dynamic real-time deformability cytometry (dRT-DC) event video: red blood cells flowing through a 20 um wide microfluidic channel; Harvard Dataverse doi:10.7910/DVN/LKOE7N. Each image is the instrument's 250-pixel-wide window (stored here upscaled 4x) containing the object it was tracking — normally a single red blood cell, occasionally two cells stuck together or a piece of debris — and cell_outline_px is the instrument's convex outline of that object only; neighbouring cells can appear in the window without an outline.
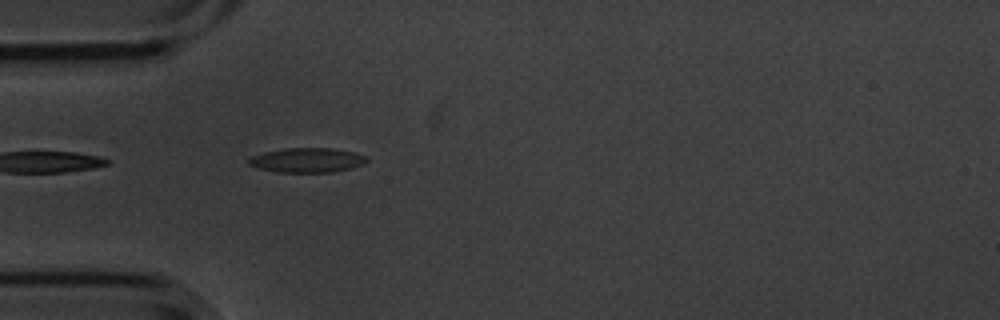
{"species": "common noctule bat (a hibernating species)", "species_latin": "Nyctalus noctula", "temperature_condition": "cold", "stored_images_in_passage": 5, "camera_frame_rate_fps": 3000, "um_per_image_px": 0.085, "animal": {"sex": "male", "body_mass_g": 20.1, "forearm_length_mm": 53.5}, "frame": {"image": 1, "passage_image": 1, "time_ms": 0.0, "image_size_px": [1000, 320], "cell_outline_px": [[368, 160], [364, 164], [352, 168], [332, 172], [280, 172], [260, 168], [248, 164], [248, 160], [252, 156], [264, 152], [284, 148], [332, 148], [352, 152], [364, 156]], "centroid_in_image_um": [26.11, 13.61], "position_along_channel_um": 58.9, "area_um2": 16.7}}